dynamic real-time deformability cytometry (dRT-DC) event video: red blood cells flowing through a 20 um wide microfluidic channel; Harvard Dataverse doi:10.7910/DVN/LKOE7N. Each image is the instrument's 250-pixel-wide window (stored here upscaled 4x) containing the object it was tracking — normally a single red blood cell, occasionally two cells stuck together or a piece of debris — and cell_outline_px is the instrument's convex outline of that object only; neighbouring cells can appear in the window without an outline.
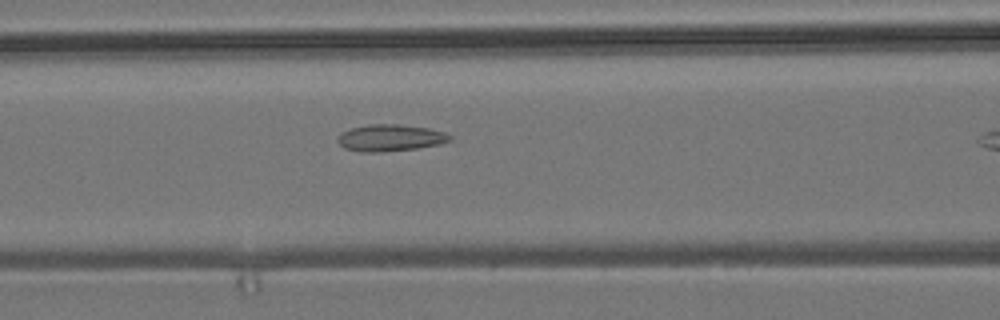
{"species": "common noctule bat (a hibernating species)", "species_latin": "Nyctalus noctula", "temperature_condition": "room temperature", "stored_images_in_passage": 6, "segment_of_instrument_passage": [1, 2], "camera_frame_rate_fps": 3000, "um_per_image_px": 0.085, "animal": {"sex": "male", "body_mass_g": 19.2, "forearm_length_mm": 51.8}, "frame": {"image": 1, "passage_image": 5, "time_ms": 1.333, "image_size_px": [1000, 320], "cell_outline_px": [[452, 140], [440, 144], [416, 148], [384, 152], [360, 152], [344, 148], [336, 140], [336, 136], [340, 132], [352, 128], [368, 124], [400, 124], [428, 128], [444, 132], [452, 136]], "centroid_in_image_um": [33.14, 11.71], "position_along_channel_um": 133.5, "area_um2": 17.69}}